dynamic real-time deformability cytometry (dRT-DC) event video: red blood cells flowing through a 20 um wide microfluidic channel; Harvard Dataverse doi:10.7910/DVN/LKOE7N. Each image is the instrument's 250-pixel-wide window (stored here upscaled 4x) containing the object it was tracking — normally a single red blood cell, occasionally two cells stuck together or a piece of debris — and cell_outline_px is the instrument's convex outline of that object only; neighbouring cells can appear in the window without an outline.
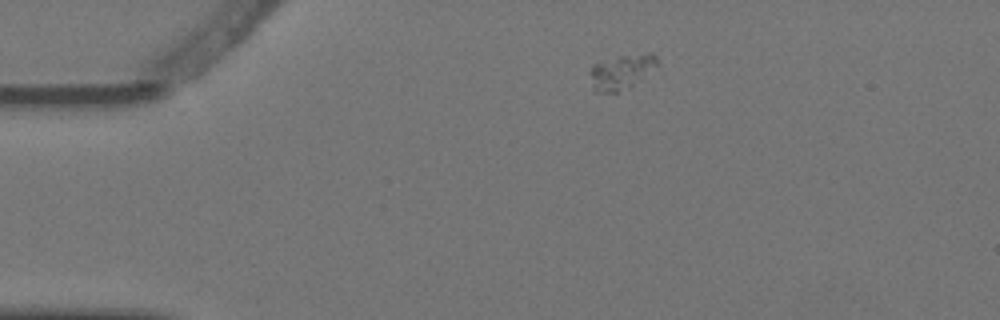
{"species": "Egyptian fruit bat (a non-hibernating species)", "species_latin": "Rousettus aegyptiacus", "temperature_condition": "warm", "stored_images_in_passage": 4, "camera_frame_rate_fps": 3000, "um_per_image_px": 0.085, "animal": {"sex": "female"}, "frame": {"image": 1, "passage_image": 1, "time_ms": 0.0, "image_size_px": [1000, 320], "cell_outline_px": [[656, 64], [632, 84], [616, 92], [596, 92], [592, 88], [588, 72], [592, 64], [620, 56], [648, 52], [652, 52], [656, 56]], "centroid_in_image_um": [52.71, 6.08], "position_along_channel_um": 32.3, "area_um2": 13.12}}
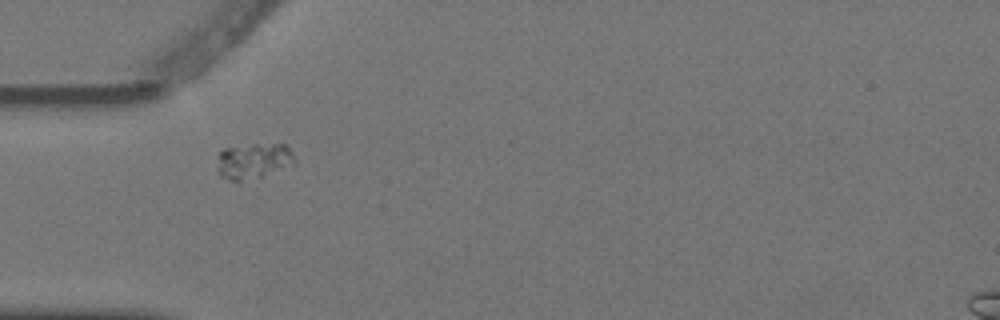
{"frame": {"image": 2, "passage_image": 3, "time_ms": 0.667, "image_size_px": [1000, 320], "cell_outline_px": [[296, 164], [264, 176], [240, 180], [232, 180], [220, 176], [216, 172], [216, 168], [220, 152], [224, 148], [252, 144], [284, 144], [292, 152], [296, 160]], "centroid_in_image_um": [21.56, 13.67], "position_along_channel_um": 63.4, "area_um2": 16.18}}
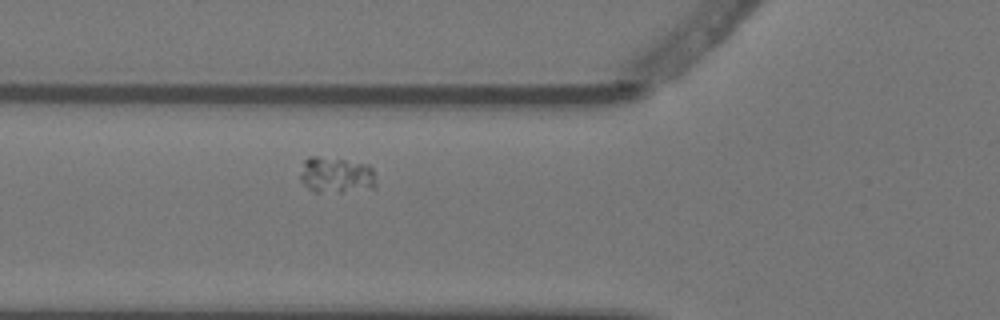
{"frame": {"image": 3, "passage_image": 4, "time_ms": 1.0, "image_size_px": [1000, 320], "cell_outline_px": [[376, 188], [340, 192], [316, 192], [308, 188], [300, 180], [300, 176], [304, 160], [308, 156], [316, 156], [344, 160], [368, 164], [372, 168], [376, 180]], "centroid_in_image_um": [28.59, 14.89], "position_along_channel_um": 97.2, "area_um2": 16.01}}